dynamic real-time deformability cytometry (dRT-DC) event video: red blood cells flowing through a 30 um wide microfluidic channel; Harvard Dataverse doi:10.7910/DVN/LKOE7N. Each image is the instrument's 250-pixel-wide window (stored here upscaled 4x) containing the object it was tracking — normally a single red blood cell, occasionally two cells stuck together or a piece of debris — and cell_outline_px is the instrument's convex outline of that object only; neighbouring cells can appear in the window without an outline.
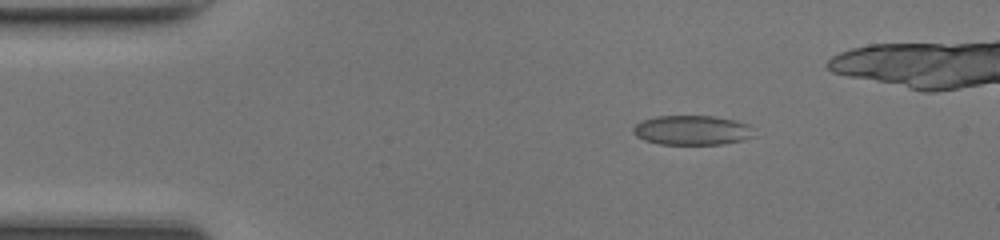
{"species": "common noctule bat (a hibernating species)", "species_latin": "Nyctalus noctula", "temperature_condition": "room temperature", "stored_images_in_passage": 35, "camera_frame_rate_fps": 3000, "um_per_image_px": 0.085, "animal": {"sex": "female", "body_mass_g": 17.0, "forearm_length_mm": 48.0}, "frame": {"image": 1, "passage_image": 1, "time_ms": 0.0, "image_size_px": [1000, 240], "cell_outline_px": [[756, 136], [724, 144], [660, 144], [644, 140], [636, 136], [632, 132], [632, 128], [640, 120], [656, 116], [712, 116], [736, 120], [748, 124]], "centroid_in_image_um": [58.8, 11.06], "position_along_channel_um": 26.2, "area_um2": 20.92}}
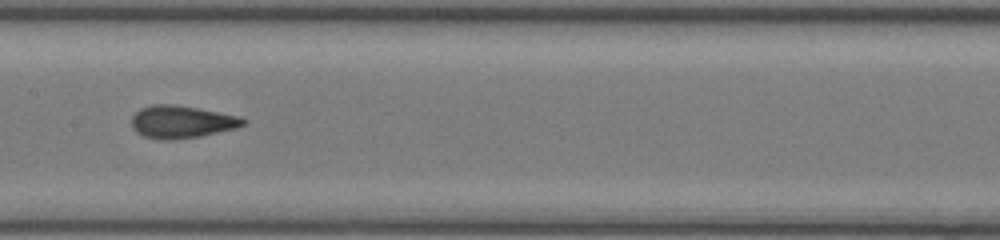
{"frame": {"image": 2, "passage_image": 17, "time_ms": 5.333, "image_size_px": [1000, 240], "cell_outline_px": [[248, 120], [244, 124], [236, 128], [200, 136], [172, 140], [160, 140], [144, 136], [136, 132], [132, 128], [132, 116], [140, 108], [152, 104], [172, 104], [196, 108], [240, 116]], "centroid_in_image_um": [15.42, 10.36], "position_along_channel_um": 192.0, "area_um2": 21.15}}
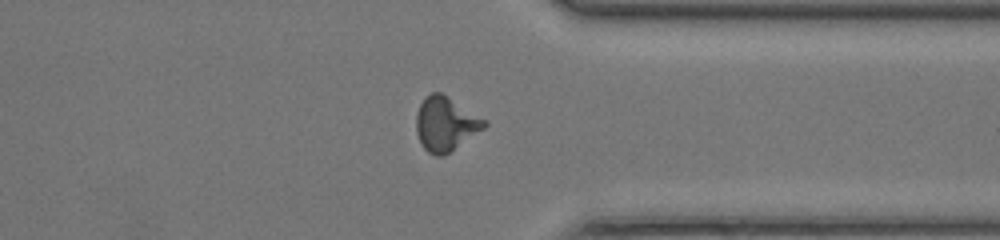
{"frame": {"image": 3, "passage_image": 30, "time_ms": 9.667, "image_size_px": [1000, 240], "cell_outline_px": [[488, 124], [484, 128], [444, 156], [436, 156], [428, 152], [424, 148], [416, 132], [416, 112], [424, 96], [432, 92], [440, 92], [488, 120]], "centroid_in_image_um": [37.87, 10.52], "position_along_channel_um": 373.5, "area_um2": 21.5}}